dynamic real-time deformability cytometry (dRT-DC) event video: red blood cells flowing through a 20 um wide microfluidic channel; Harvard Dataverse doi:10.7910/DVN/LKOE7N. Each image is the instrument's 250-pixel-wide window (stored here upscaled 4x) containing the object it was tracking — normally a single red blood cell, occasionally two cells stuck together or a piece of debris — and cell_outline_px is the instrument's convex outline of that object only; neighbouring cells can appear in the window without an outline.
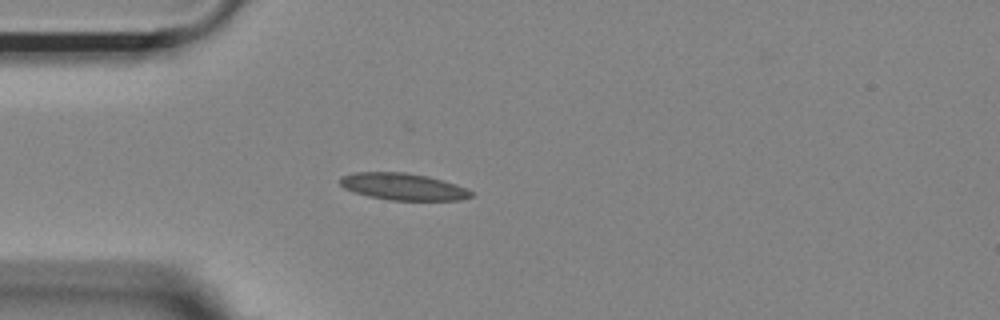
{"species": "Egyptian fruit bat (a non-hibernating species)", "species_latin": "Rousettus aegyptiacus", "temperature_condition": "room temperature", "stored_images_in_passage": 40, "camera_frame_rate_fps": 3000, "um_per_image_px": 0.085, "animal": {"sex": "female"}, "frame": {"image": 1, "passage_image": 1, "time_ms": 0.0, "image_size_px": [1000, 320], "cell_outline_px": [[476, 196], [460, 200], [388, 200], [368, 196], [344, 188], [340, 184], [340, 176], [356, 172], [404, 172], [428, 176], [444, 180], [456, 184], [472, 192]], "centroid_in_image_um": [34.28, 15.86], "position_along_channel_um": 50.7, "area_um2": 20.58}}
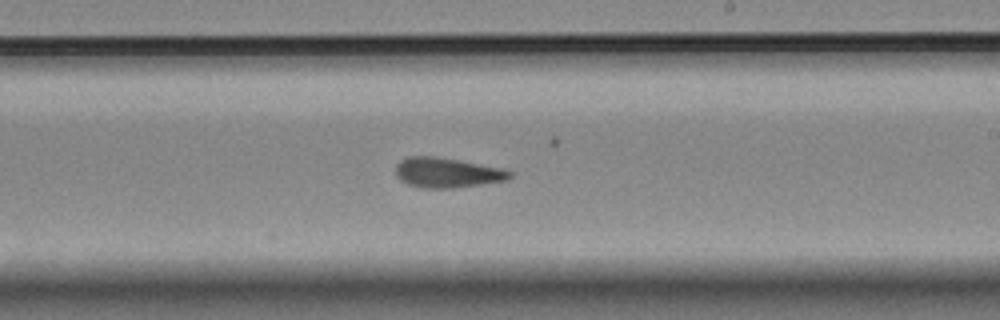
{"frame": {"image": 2, "passage_image": 18, "time_ms": 5.667, "image_size_px": [1000, 320], "cell_outline_px": [[512, 176], [508, 180], [452, 188], [424, 188], [408, 184], [400, 180], [396, 176], [396, 164], [400, 160], [408, 156], [436, 156], [460, 160], [504, 168], [512, 172]], "centroid_in_image_um": [38.0, 14.66], "position_along_channel_um": 251.0, "area_um2": 20.06}}
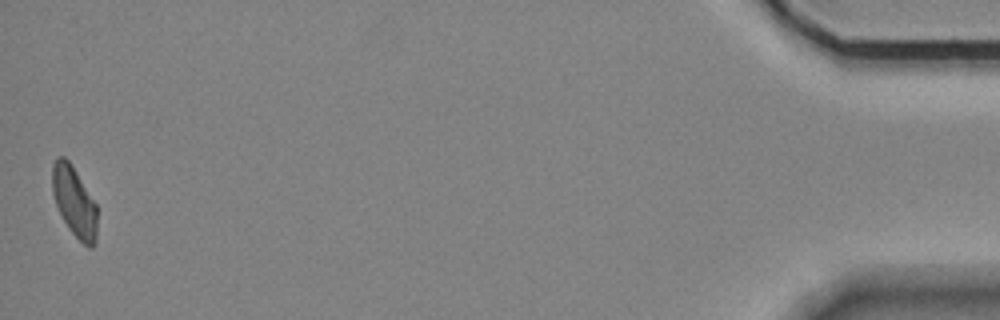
{"frame": {"image": 3, "passage_image": 40, "time_ms": 13.0, "image_size_px": [1000, 320], "cell_outline_px": [[96, 240], [92, 248], [88, 248], [68, 228], [56, 204], [52, 192], [52, 164], [56, 156], [64, 156], [68, 160], [96, 204]], "centroid_in_image_um": [6.29, 17.13], "position_along_channel_um": 428.9, "area_um2": 18.03}, "authors_computed_cell_mechanics": {"area_um2": 19.3341, "velocity_mm_per_s": 3.6912, "shape_relaxation_time_tau1_ms": null, "shape_relaxation_time_tau2_ms": 3.685, "deformation_change_tau1": null, "deformation_change_tau2": 0.1179}}